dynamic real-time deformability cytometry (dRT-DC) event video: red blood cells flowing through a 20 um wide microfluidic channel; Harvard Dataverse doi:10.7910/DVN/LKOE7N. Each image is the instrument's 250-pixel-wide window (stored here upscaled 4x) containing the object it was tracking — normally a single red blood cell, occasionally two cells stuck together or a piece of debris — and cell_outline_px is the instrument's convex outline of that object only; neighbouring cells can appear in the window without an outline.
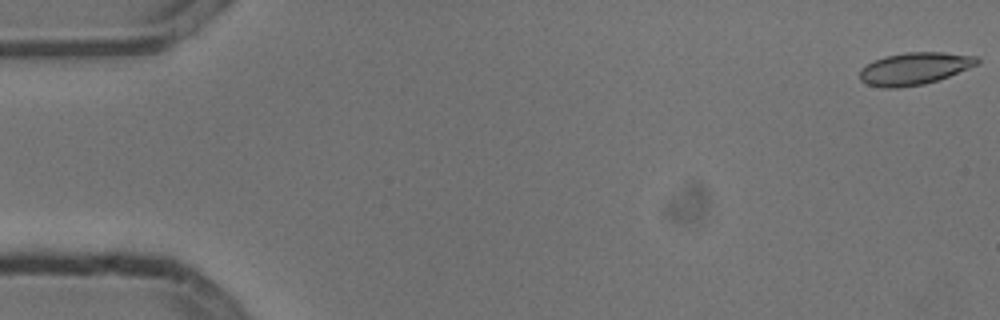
{"species": "common noctule bat (a hibernating species)", "species_latin": "Nyctalus noctula", "temperature_condition": "cold", "stored_images_in_passage": 7, "camera_frame_rate_fps": 3000, "um_per_image_px": 0.085, "animal": {"sex": "male", "body_mass_g": 13.3}, "frame": {"image": 1, "passage_image": 1, "time_ms": 0.0, "image_size_px": [1000, 320], "cell_outline_px": [[980, 64], [948, 76], [924, 84], [896, 88], [880, 88], [868, 84], [860, 80], [860, 68], [884, 56], [904, 52], [944, 52], [976, 56], [980, 60]], "centroid_in_image_um": [77.74, 5.82], "position_along_channel_um": 7.3, "area_um2": 22.08}}
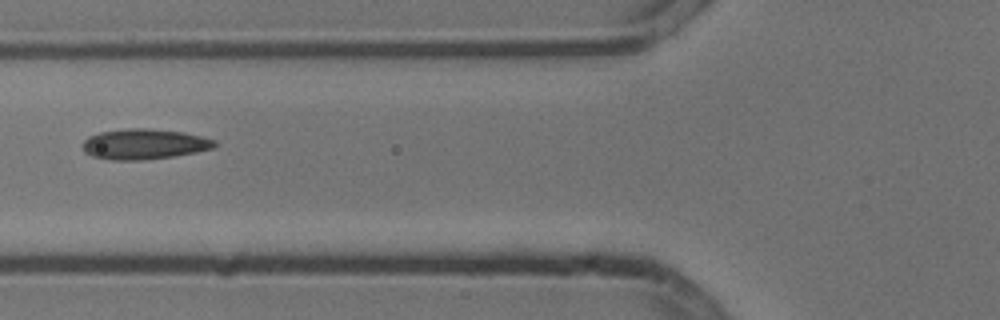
{"frame": {"image": 2, "passage_image": 6, "time_ms": 1.667, "image_size_px": [1000, 320], "cell_outline_px": [[216, 144], [212, 148], [196, 152], [172, 156], [140, 160], [112, 160], [92, 156], [84, 152], [84, 140], [88, 136], [100, 132], [128, 128], [148, 128], [184, 132], [216, 140]], "centroid_in_image_um": [12.24, 12.24], "position_along_channel_um": 113.6, "area_um2": 23.24}}
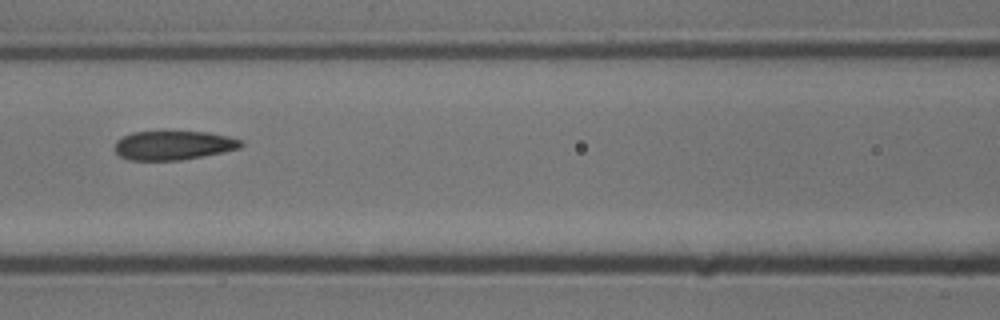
{"frame": {"image": 3, "passage_image": 7, "time_ms": 2.0, "image_size_px": [1000, 320], "cell_outline_px": [[244, 144], [240, 148], [224, 152], [180, 160], [128, 160], [120, 156], [116, 152], [116, 140], [132, 132], [164, 128], [208, 132], [228, 136], [244, 140]], "centroid_in_image_um": [14.76, 12.29], "position_along_channel_um": 151.8, "area_um2": 22.43}}